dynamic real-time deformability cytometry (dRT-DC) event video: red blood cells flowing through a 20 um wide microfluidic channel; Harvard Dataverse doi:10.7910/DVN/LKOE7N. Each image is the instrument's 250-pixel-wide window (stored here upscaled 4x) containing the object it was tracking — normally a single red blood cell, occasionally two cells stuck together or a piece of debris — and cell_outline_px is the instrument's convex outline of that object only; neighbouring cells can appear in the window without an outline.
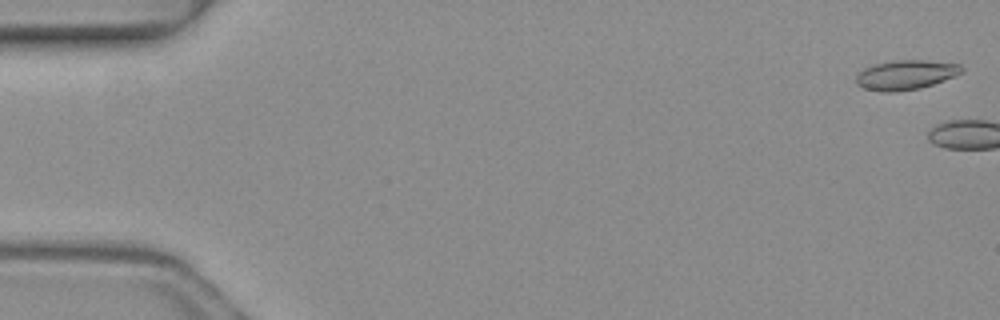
{"species": "common noctule bat (a hibernating species)", "species_latin": "Nyctalus noctula", "temperature_condition": "warm", "stored_images_in_passage": 5, "camera_frame_rate_fps": 3000, "um_per_image_px": 0.085, "animal": {"sex": "female", "body_mass_g": 19.3, "forearm_length_mm": 54.1}, "frame": {"image": 1, "passage_image": 1, "time_ms": 0.0, "image_size_px": [1000, 320], "cell_outline_px": [[964, 72], [944, 80], [920, 88], [896, 92], [880, 92], [864, 88], [856, 84], [856, 76], [864, 68], [876, 64], [896, 60], [924, 60], [960, 64], [964, 68]], "centroid_in_image_um": [77.0, 6.37], "position_along_channel_um": 8.0, "area_um2": 18.15}}
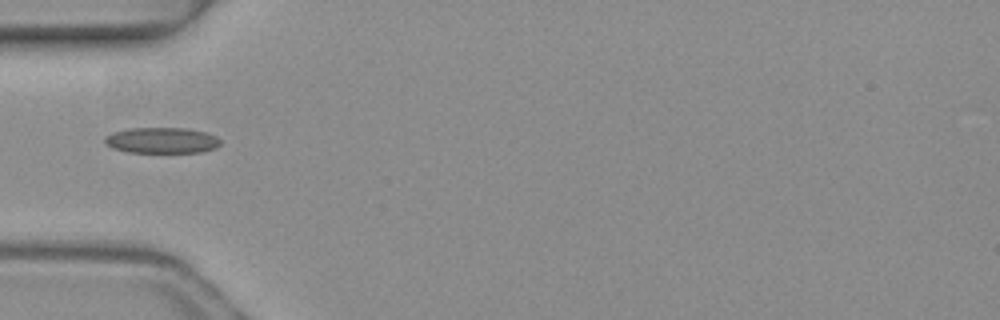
{"frame": {"image": 2, "passage_image": 5, "time_ms": 1.333, "image_size_px": [1000, 320], "cell_outline_px": [[220, 144], [216, 148], [204, 152], [128, 152], [112, 148], [104, 144], [104, 136], [112, 132], [128, 128], [188, 128], [208, 132], [216, 136], [220, 140]], "centroid_in_image_um": [13.75, 11.92], "position_along_channel_um": 71.3, "area_um2": 17.69}}